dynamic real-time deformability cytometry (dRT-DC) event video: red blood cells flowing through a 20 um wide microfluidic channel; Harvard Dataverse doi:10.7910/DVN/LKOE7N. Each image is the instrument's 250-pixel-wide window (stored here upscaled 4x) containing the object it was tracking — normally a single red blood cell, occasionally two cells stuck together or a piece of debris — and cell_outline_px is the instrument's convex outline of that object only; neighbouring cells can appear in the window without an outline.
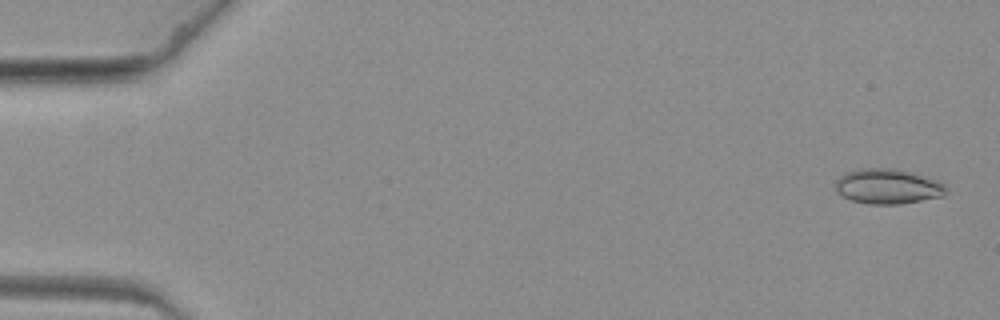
{"species": "common noctule bat (a hibernating species)", "species_latin": "Nyctalus noctula", "temperature_condition": "warm", "stored_images_in_passage": 63, "camera_frame_rate_fps": 3000, "um_per_image_px": 0.085, "animal": {"sex": "female", "body_mass_g": 19.3, "forearm_length_mm": 54.1}, "frame": {"image": 1, "passage_image": 2, "time_ms": 0.333, "image_size_px": [1000, 320], "cell_outline_px": [[948, 192], [944, 196], [900, 204], [868, 204], [852, 200], [836, 192], [836, 180], [840, 176], [848, 172], [860, 168], [892, 168], [912, 172], [924, 176], [948, 188]], "centroid_in_image_um": [75.44, 15.85], "position_along_channel_um": 9.6, "area_um2": 22.37}}
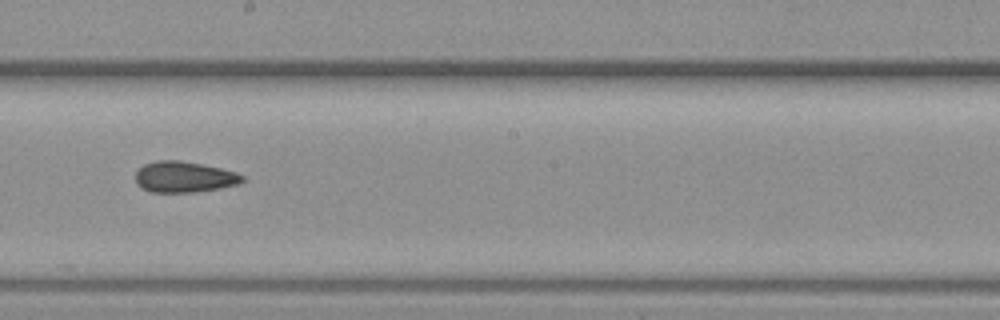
{"frame": {"image": 2, "passage_image": 36, "time_ms": 11.667, "image_size_px": [1000, 320], "cell_outline_px": [[244, 180], [240, 184], [220, 188], [196, 192], [152, 192], [140, 188], [136, 184], [136, 172], [144, 164], [156, 160], [180, 160], [220, 168], [236, 172], [244, 176]], "centroid_in_image_um": [15.65, 15.04], "position_along_channel_um": 232.6, "area_um2": 19.36}}
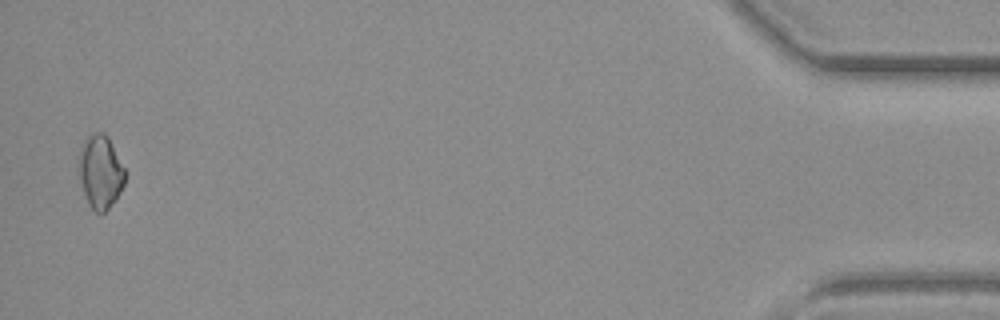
{"frame": {"image": 3, "passage_image": 62, "time_ms": 20.333, "image_size_px": [1000, 320], "cell_outline_px": [[124, 184], [116, 200], [104, 212], [96, 212], [92, 208], [84, 192], [76, 172], [76, 164], [80, 148], [84, 140], [92, 132], [104, 132], [108, 136], [124, 168]], "centroid_in_image_um": [8.49, 14.56], "position_along_channel_um": 426.7, "area_um2": 19.94}}